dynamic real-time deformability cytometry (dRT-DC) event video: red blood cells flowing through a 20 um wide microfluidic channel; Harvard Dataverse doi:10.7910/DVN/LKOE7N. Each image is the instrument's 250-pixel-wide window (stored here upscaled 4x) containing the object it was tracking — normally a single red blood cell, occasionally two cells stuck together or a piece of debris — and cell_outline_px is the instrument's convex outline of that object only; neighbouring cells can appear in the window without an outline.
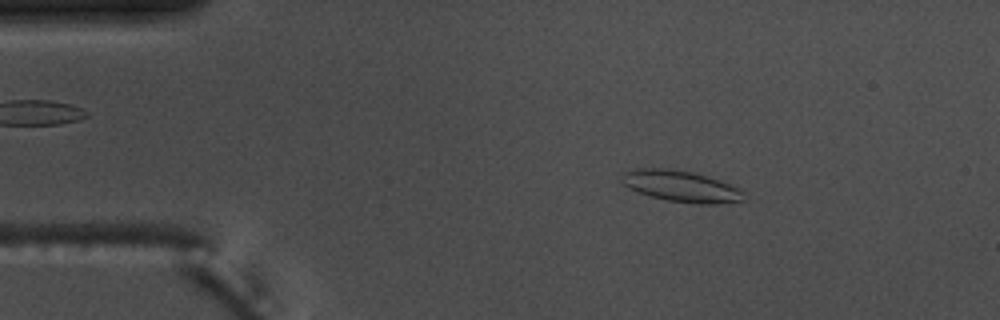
{"species": "common noctule bat (a hibernating species)", "species_latin": "Nyctalus noctula", "temperature_condition": "warm", "stored_images_in_passage": 47, "camera_frame_rate_fps": 3000, "um_per_image_px": 0.085, "animal": {"sex": "male", "body_mass_g": 17.5, "forearm_length_mm": 52.3}, "frame": {"image": 1, "passage_image": 1, "time_ms": 0.0, "image_size_px": [1000, 320], "cell_outline_px": [[744, 200], [716, 204], [696, 204], [668, 200], [648, 196], [636, 192], [620, 184], [620, 176], [624, 172], [636, 168], [668, 168], [692, 172], [708, 176], [728, 184], [744, 192]], "centroid_in_image_um": [57.8, 15.83], "position_along_channel_um": 27.2, "area_um2": 22.43}}
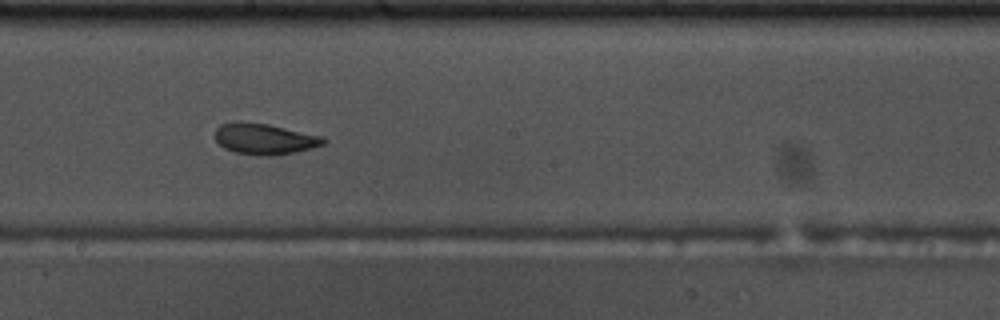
{"frame": {"image": 2, "passage_image": 22, "time_ms": 7.0, "image_size_px": [1000, 320], "cell_outline_px": [[328, 140], [324, 144], [312, 148], [296, 152], [276, 156], [264, 156], [236, 152], [224, 148], [216, 140], [216, 128], [220, 124], [240, 120], [244, 120], [268, 124], [324, 136]], "centroid_in_image_um": [22.51, 11.79], "position_along_channel_um": 225.7, "area_um2": 19.88}}
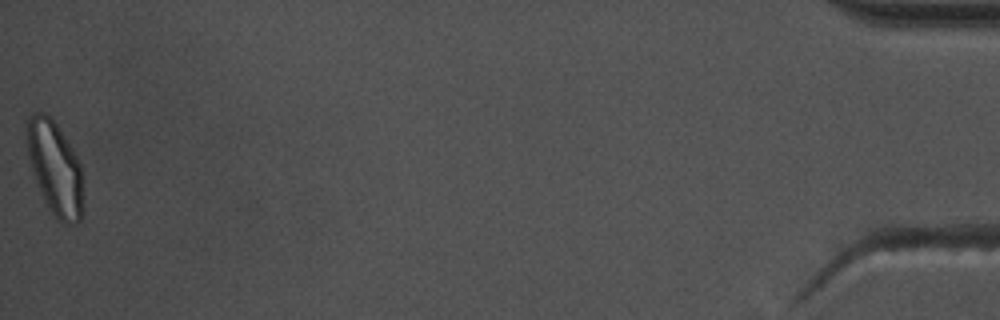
{"frame": {"image": 3, "passage_image": 47, "time_ms": 15.333, "image_size_px": [1000, 320], "cell_outline_px": [[84, 176], [80, 220], [76, 224], [64, 224], [56, 220], [48, 208], [44, 200], [36, 180], [28, 156], [24, 140], [24, 128], [32, 112], [44, 112], [56, 124], [72, 148], [80, 164]], "centroid_in_image_um": [4.65, 14.28], "position_along_channel_um": 430.5, "area_um2": 31.1}, "authors_computed_cell_mechanics": {"area_um2": 20.519, "velocity_mm_per_s": 3.6904, "shape_relaxation_time_tau1_ms": null, "shape_relaxation_time_tau2_ms": 2.6464, "deformation_change_tau1": null, "deformation_change_tau2": 0.0856}}